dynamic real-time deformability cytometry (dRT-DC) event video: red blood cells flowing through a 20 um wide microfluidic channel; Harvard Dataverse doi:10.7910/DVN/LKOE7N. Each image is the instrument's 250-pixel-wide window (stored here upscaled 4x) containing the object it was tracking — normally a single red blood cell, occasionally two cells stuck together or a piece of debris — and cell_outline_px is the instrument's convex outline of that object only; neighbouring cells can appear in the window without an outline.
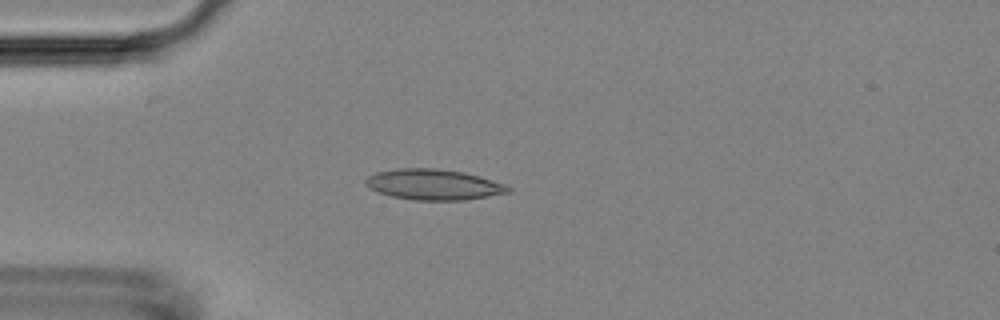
{"species": "Egyptian fruit bat (a non-hibernating species)", "species_latin": "Rousettus aegyptiacus", "temperature_condition": "room temperature", "stored_images_in_passage": 5, "camera_frame_rate_fps": 3000, "um_per_image_px": 0.085, "animal": {"sex": "female"}, "frame": {"image": 1, "passage_image": 4, "time_ms": 1.0, "image_size_px": [1000, 320], "cell_outline_px": [[512, 192], [464, 200], [416, 200], [392, 196], [368, 188], [364, 184], [364, 180], [368, 176], [376, 172], [396, 168], [436, 168], [464, 172], [480, 176], [504, 184], [512, 188]], "centroid_in_image_um": [36.85, 15.68], "position_along_channel_um": 48.1, "area_um2": 25.55}}